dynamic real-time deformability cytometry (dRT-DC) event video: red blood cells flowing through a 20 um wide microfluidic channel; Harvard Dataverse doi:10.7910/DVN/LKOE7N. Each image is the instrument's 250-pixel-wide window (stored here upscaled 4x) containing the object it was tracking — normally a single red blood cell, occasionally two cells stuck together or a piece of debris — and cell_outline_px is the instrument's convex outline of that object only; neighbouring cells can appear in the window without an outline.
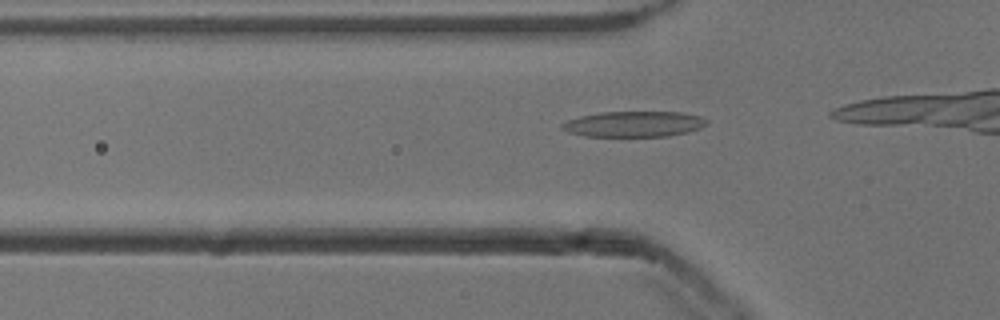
{"species": "common noctule bat (a hibernating species)", "species_latin": "Nyctalus noctula", "temperature_condition": "cold", "stored_images_in_passage": 5, "camera_frame_rate_fps": 3000, "um_per_image_px": 0.085, "animal": {"sex": "male", "body_mass_g": 13.3}, "frame": {"image": 1, "passage_image": 2, "time_ms": 0.333, "image_size_px": [1000, 320], "cell_outline_px": [[708, 124], [700, 128], [688, 132], [668, 136], [588, 136], [568, 132], [560, 128], [560, 124], [568, 120], [580, 116], [600, 112], [680, 112], [700, 116], [708, 120]], "centroid_in_image_um": [53.89, 10.54], "position_along_channel_um": 71.9, "area_um2": 21.62}}